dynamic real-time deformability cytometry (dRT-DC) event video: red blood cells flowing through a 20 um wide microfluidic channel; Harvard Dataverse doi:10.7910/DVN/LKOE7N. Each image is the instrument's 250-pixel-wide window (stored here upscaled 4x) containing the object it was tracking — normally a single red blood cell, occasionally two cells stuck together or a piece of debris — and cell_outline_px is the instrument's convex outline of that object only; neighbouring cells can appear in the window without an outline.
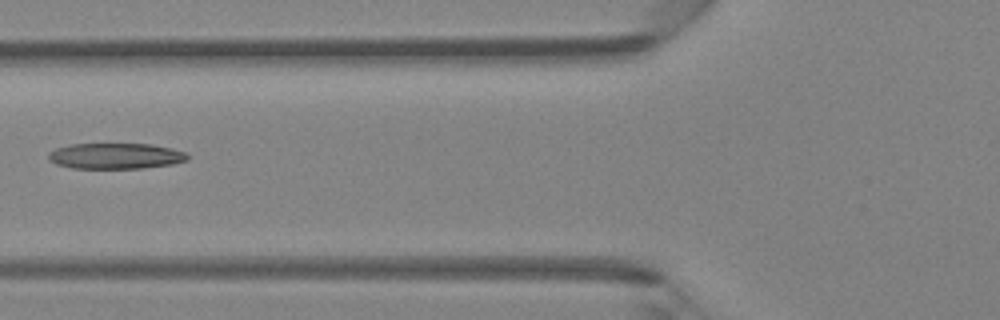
{"species": "Egyptian fruit bat (a non-hibernating species)", "species_latin": "Rousettus aegyptiacus", "temperature_condition": "room temperature", "stored_images_in_passage": 6, "camera_frame_rate_fps": 3000, "um_per_image_px": 0.085, "animal": {"sex": "female"}, "frame": {"image": 1, "passage_image": 5, "time_ms": 4.667, "image_size_px": [1000, 320], "cell_outline_px": [[188, 160], [172, 164], [140, 168], [72, 168], [56, 164], [48, 160], [48, 152], [56, 148], [72, 144], [152, 144], [172, 148], [184, 152], [188, 156]], "centroid_in_image_um": [9.8, 13.25], "position_along_channel_um": 116.0, "area_um2": 20.87}}
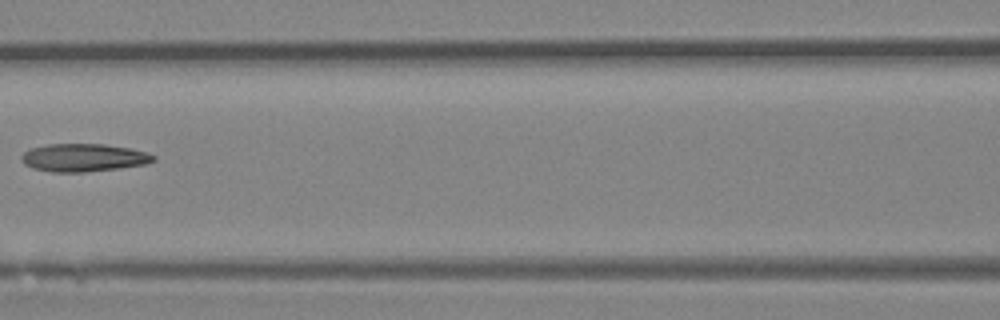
{"frame": {"image": 2, "passage_image": 6, "time_ms": 5.667, "image_size_px": [1000, 320], "cell_outline_px": [[156, 160], [148, 164], [120, 168], [84, 172], [52, 172], [32, 168], [24, 164], [20, 160], [20, 156], [28, 148], [48, 144], [104, 144], [132, 148], [156, 156]], "centroid_in_image_um": [7.09, 13.4], "position_along_channel_um": 159.5, "area_um2": 21.73}}